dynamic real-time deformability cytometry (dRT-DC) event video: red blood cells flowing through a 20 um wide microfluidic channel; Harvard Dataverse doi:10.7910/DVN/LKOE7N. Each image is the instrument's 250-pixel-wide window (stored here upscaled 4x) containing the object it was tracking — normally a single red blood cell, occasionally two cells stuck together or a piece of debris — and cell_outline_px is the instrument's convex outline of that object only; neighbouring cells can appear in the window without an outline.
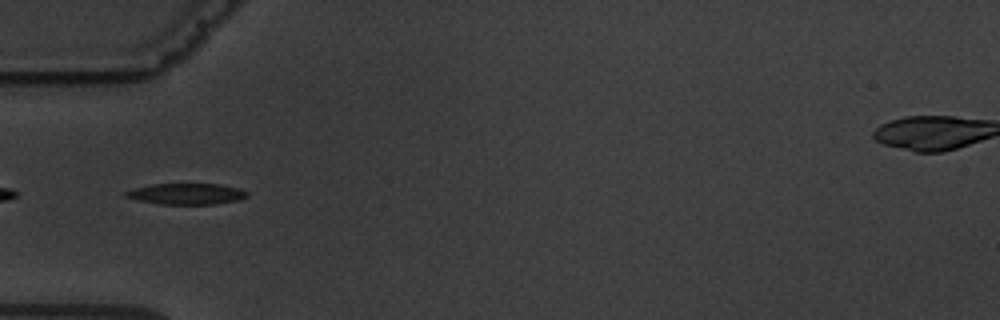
{"species": "common noctule bat (a hibernating species)", "species_latin": "Nyctalus noctula", "temperature_condition": "warm", "stored_images_in_passage": 5, "camera_frame_rate_fps": 3000, "um_per_image_px": 0.085, "animal": {"sex": "male", "body_mass_g": 19.5, "forearm_length_mm": 54.6}, "frame": {"image": 1, "passage_image": 5, "time_ms": 5.0, "image_size_px": [1000, 320], "cell_outline_px": [[248, 196], [240, 200], [216, 204], [160, 204], [140, 200], [124, 196], [124, 192], [132, 188], [152, 184], [220, 184], [240, 188], [248, 192]], "centroid_in_image_um": [15.89, 16.47], "position_along_channel_um": 69.1, "area_um2": 14.97}}